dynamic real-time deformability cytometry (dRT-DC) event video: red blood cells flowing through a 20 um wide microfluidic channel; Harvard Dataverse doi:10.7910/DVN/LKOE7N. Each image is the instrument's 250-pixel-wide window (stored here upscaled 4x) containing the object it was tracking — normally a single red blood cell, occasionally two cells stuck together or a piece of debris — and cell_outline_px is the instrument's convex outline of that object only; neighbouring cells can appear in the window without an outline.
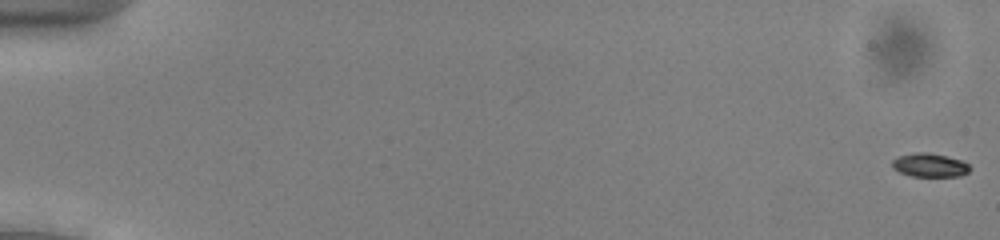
{"species": "common noctule bat (a hibernating species)", "species_latin": "Nyctalus noctula", "temperature_condition": "cold", "stored_images_in_passage": 54, "camera_frame_rate_fps": 3000, "um_per_image_px": 0.085, "animal": {"sex": "male", "body_mass_g": 13.0, "forearm_length_mm": 53.1}, "frame": {"image": 1, "passage_image": 1, "time_ms": 0.0, "image_size_px": [1000, 240], "cell_outline_px": [[972, 168], [968, 172], [960, 176], [912, 176], [900, 172], [892, 168], [892, 160], [900, 156], [916, 152], [928, 152], [964, 160]], "centroid_in_image_um": [79.06, 14.03], "position_along_channel_um": 5.9, "area_um2": 10.75}}
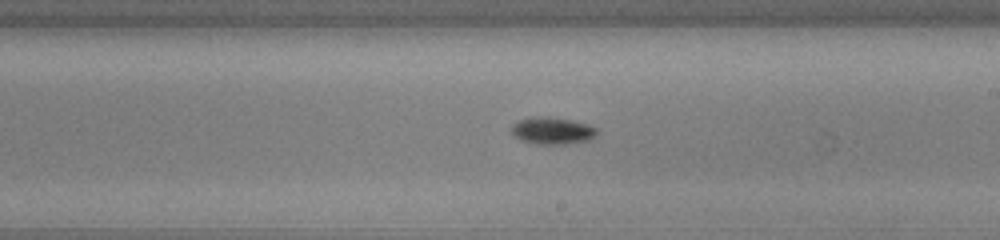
{"frame": {"image": 2, "passage_image": 33, "time_ms": 10.667, "image_size_px": [1000, 240], "cell_outline_px": [[596, 132], [588, 140], [564, 144], [536, 144], [524, 140], [516, 136], [512, 132], [512, 124], [520, 120], [532, 116], [540, 116], [568, 120], [588, 124], [596, 128]], "centroid_in_image_um": [46.92, 11.1], "position_along_channel_um": 242.1, "area_um2": 13.01}}
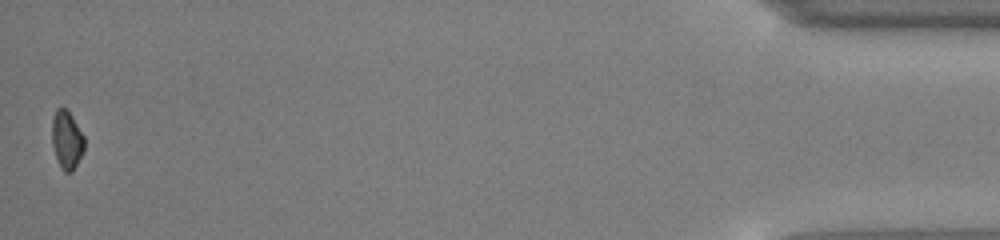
{"frame": {"image": 3, "passage_image": 54, "time_ms": 17.667, "image_size_px": [1000, 240], "cell_outline_px": [[84, 148], [72, 172], [64, 172], [60, 168], [52, 144], [52, 116], [56, 108], [68, 108], [84, 136]], "centroid_in_image_um": [5.66, 11.84], "position_along_channel_um": 429.5, "area_um2": 11.04}, "authors_computed_cell_mechanics": {"area_um2": 11.7045, "velocity_mm_per_s": 3.926, "shape_relaxation_time_tau1_ms": 1.6763, "shape_relaxation_time_tau2_ms": null, "deformation_change_tau1": 0.0785, "deformation_change_tau2": null}}